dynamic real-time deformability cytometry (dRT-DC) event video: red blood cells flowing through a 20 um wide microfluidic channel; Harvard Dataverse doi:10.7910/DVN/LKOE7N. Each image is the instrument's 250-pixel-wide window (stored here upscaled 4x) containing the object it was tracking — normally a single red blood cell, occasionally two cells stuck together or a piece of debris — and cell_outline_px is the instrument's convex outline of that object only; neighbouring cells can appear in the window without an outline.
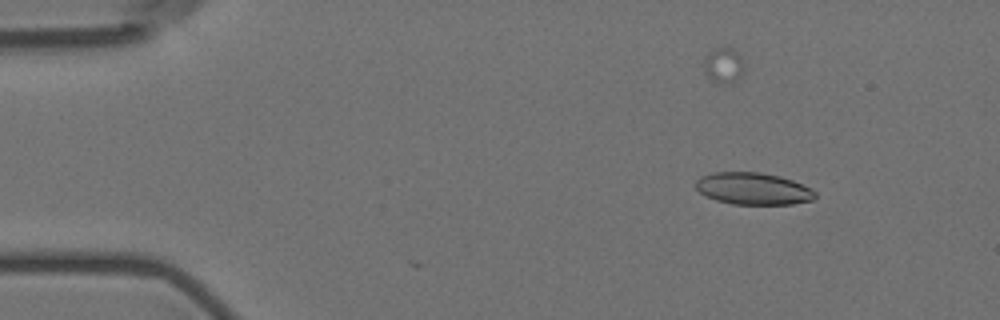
{"species": "Egyptian fruit bat (a non-hibernating species)", "species_latin": "Rousettus aegyptiacus", "temperature_condition": "room temperature", "stored_images_in_passage": 6, "camera_frame_rate_fps": 3000, "um_per_image_px": 0.085, "animal": {"sex": "female"}, "frame": {"image": 1, "passage_image": 4, "time_ms": 3.667, "image_size_px": [1000, 320], "cell_outline_px": [[816, 196], [812, 200], [792, 204], [732, 204], [716, 200], [700, 192], [696, 188], [696, 180], [700, 176], [712, 172], [760, 172], [780, 176], [792, 180], [812, 188], [816, 192]], "centroid_in_image_um": [64.03, 16.03], "position_along_channel_um": 21.0, "area_um2": 22.31}}